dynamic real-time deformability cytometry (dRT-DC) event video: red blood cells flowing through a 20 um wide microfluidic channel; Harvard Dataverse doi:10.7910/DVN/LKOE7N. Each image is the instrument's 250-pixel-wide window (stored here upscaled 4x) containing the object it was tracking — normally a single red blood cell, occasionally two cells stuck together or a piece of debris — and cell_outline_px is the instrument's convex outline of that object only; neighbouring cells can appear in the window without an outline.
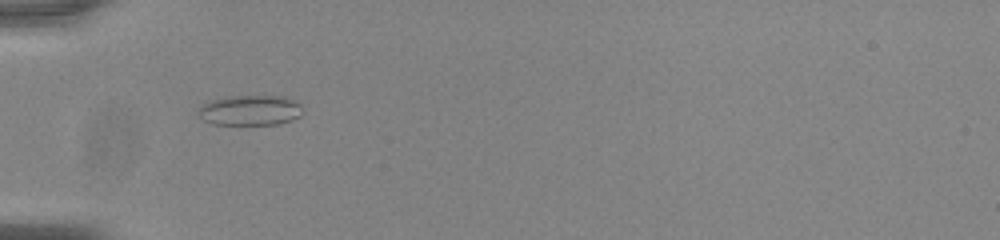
{"species": "common noctule bat (a hibernating species)", "species_latin": "Nyctalus noctula", "temperature_condition": "room temperature", "stored_images_in_passage": 37, "camera_frame_rate_fps": 3000, "um_per_image_px": 0.085, "animal": {"sex": "male", "body_mass_g": 20.0, "forearm_length_mm": 53.3}, "frame": {"image": 1, "passage_image": 1, "time_ms": 0.0, "image_size_px": [1000, 240], "cell_outline_px": [[304, 112], [300, 116], [292, 120], [280, 124], [212, 124], [204, 120], [196, 112], [204, 104], [212, 100], [224, 96], [284, 96], [300, 104], [304, 108]], "centroid_in_image_um": [21.3, 9.37], "position_along_channel_um": 63.7, "area_um2": 18.5}}
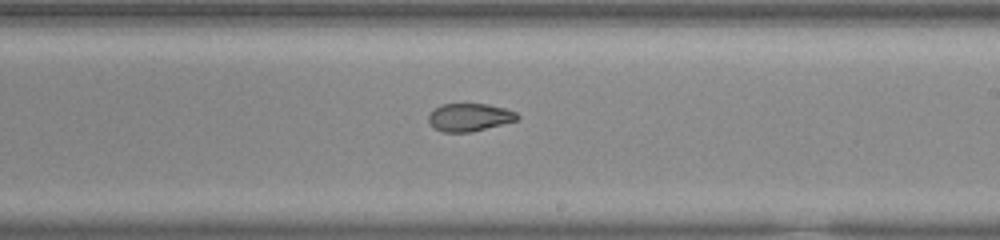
{"frame": {"image": 2, "passage_image": 16, "time_ms": 5.0, "image_size_px": [1000, 240], "cell_outline_px": [[520, 116], [516, 120], [472, 132], [444, 132], [436, 128], [428, 120], [428, 116], [440, 104], [488, 104], [504, 108], [516, 112]], "centroid_in_image_um": [39.92, 9.96], "position_along_channel_um": 249.1, "area_um2": 14.16}}
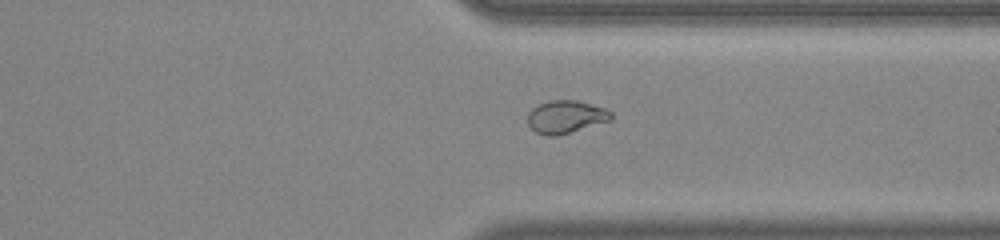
{"frame": {"image": 3, "passage_image": 25, "time_ms": 8.0, "image_size_px": [1000, 240], "cell_outline_px": [[612, 120], [556, 136], [548, 136], [536, 132], [528, 124], [528, 112], [532, 108], [548, 100], [576, 100], [604, 108], [612, 112]], "centroid_in_image_um": [48.09, 9.93], "position_along_channel_um": 363.3, "area_um2": 15.84}, "authors_computed_cell_mechanics": {"area_um2": 16.1262, "velocity_mm_per_s": 3.7963, "shape_relaxation_time_tau1_ms": null, "shape_relaxation_time_tau2_ms": 1.4205, "deformation_change_tau1": null, "deformation_change_tau2": 0.0655}}